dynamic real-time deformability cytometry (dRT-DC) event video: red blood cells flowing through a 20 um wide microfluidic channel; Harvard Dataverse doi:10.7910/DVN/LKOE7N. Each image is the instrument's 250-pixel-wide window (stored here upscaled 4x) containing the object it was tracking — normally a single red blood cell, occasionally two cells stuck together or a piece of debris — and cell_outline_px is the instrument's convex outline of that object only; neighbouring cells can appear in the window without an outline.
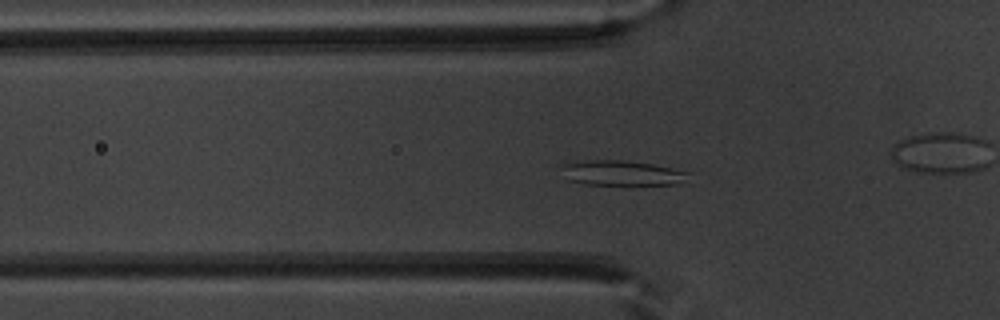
{"species": "common noctule bat (a hibernating species)", "species_latin": "Nyctalus noctula", "temperature_condition": "warm", "stored_images_in_passage": 6, "camera_frame_rate_fps": 3000, "um_per_image_px": 0.085, "animal": {"sex": "male", "body_mass_g": 20.1, "forearm_length_mm": 53.5}, "frame": {"image": 1, "passage_image": 3, "time_ms": 0.667, "image_size_px": [1000, 320], "cell_outline_px": [[692, 172], [676, 184], [632, 188], [584, 184], [568, 180], [560, 168], [564, 164], [584, 160], [624, 160], [652, 164]], "centroid_in_image_um": [52.86, 14.76], "position_along_channel_um": 72.9, "area_um2": 19.54}}